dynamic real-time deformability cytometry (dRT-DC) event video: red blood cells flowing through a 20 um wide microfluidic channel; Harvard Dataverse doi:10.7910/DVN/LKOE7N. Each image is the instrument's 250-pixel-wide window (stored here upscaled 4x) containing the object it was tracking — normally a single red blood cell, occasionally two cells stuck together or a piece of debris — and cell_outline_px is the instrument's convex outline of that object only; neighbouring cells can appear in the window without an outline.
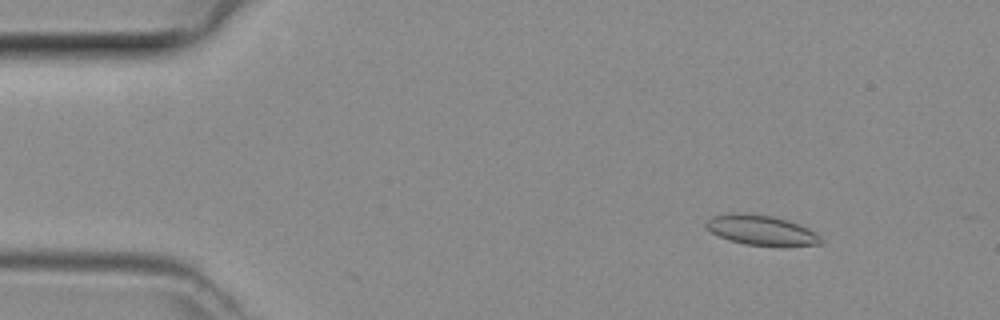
{"species": "common noctule bat (a hibernating species)", "species_latin": "Nyctalus noctula", "temperature_condition": "room temperature", "stored_images_in_passage": 5, "camera_frame_rate_fps": 3000, "um_per_image_px": 0.085, "animal": {"sex": "female", "body_mass_g": 29.2, "forearm_length_mm": 56.3}, "frame": {"image": 1, "passage_image": 4, "time_ms": 1.0, "image_size_px": [1000, 320], "cell_outline_px": [[824, 240], [820, 244], [744, 244], [728, 240], [704, 228], [704, 224], [712, 216], [732, 212], [744, 212], [772, 216], [788, 220], [808, 228], [816, 232]], "centroid_in_image_um": [64.64, 19.52], "position_along_channel_um": 20.4, "area_um2": 19.71}}